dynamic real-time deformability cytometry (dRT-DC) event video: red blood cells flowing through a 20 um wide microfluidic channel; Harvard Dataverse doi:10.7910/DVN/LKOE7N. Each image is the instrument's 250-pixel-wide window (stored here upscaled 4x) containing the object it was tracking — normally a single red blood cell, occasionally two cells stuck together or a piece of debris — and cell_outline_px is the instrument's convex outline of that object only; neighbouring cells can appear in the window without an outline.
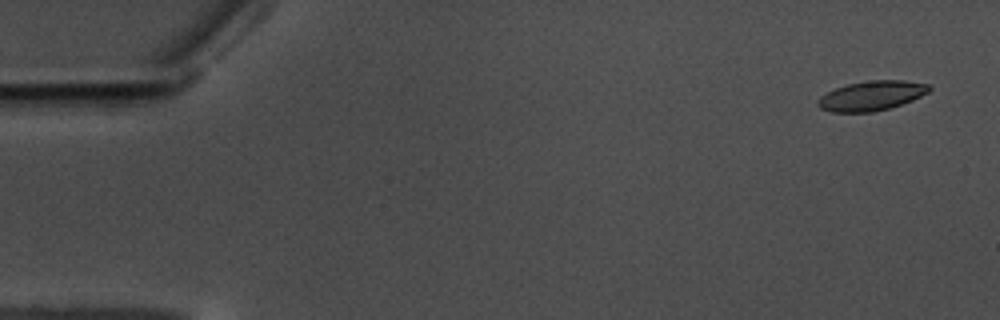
{"species": "common noctule bat (a hibernating species)", "species_latin": "Nyctalus noctula", "temperature_condition": "warm", "stored_images_in_passage": 59, "camera_frame_rate_fps": 3000, "um_per_image_px": 0.085, "animal": {"sex": "male", "body_mass_g": 17.5, "forearm_length_mm": 52.3}, "frame": {"image": 1, "passage_image": 3, "time_ms": 0.667, "image_size_px": [1000, 320], "cell_outline_px": [[932, 88], [928, 92], [912, 100], [888, 108], [872, 112], [832, 112], [820, 108], [816, 104], [816, 100], [820, 96], [836, 88], [848, 84], [872, 80], [904, 80], [928, 84]], "centroid_in_image_um": [74.06, 8.13], "position_along_channel_um": 10.9, "area_um2": 19.07}}
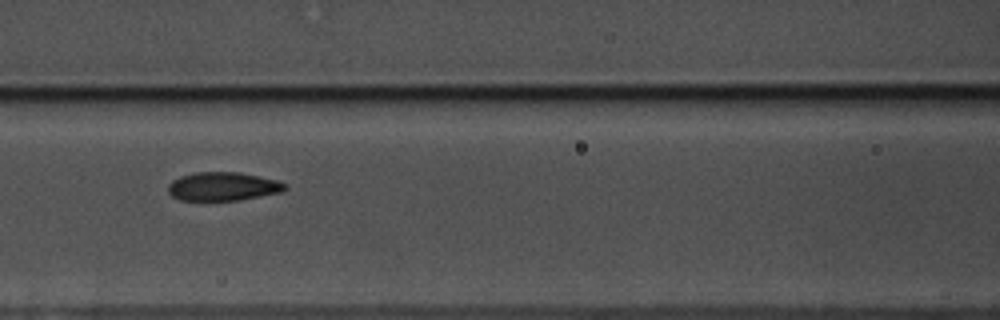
{"frame": {"image": 2, "passage_image": 26, "time_ms": 8.333, "image_size_px": [1000, 320], "cell_outline_px": [[288, 188], [284, 192], [240, 200], [180, 200], [172, 196], [168, 192], [168, 184], [172, 180], [180, 176], [196, 172], [240, 172], [260, 176], [276, 180], [288, 184]], "centroid_in_image_um": [18.99, 15.84], "position_along_channel_um": 147.6, "area_um2": 19.71}}
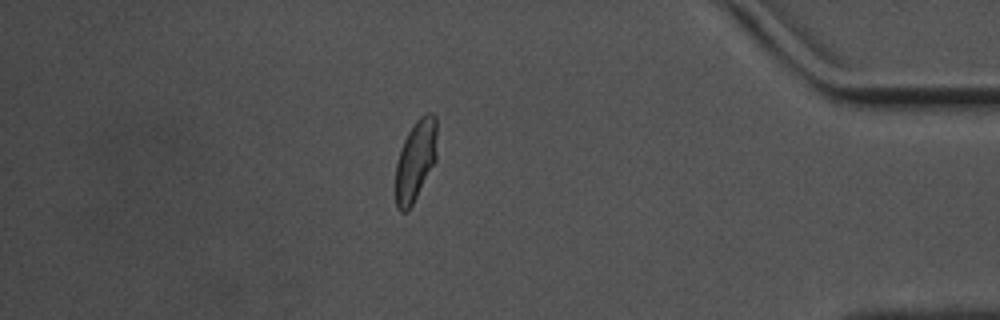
{"frame": {"image": 3, "passage_image": 51, "time_ms": 16.667, "image_size_px": [1000, 320], "cell_outline_px": [[436, 160], [412, 204], [404, 212], [400, 212], [396, 208], [396, 164], [400, 148], [408, 132], [416, 120], [420, 116], [428, 112], [432, 112], [436, 116]], "centroid_in_image_um": [35.32, 13.6], "position_along_channel_um": 399.9, "area_um2": 19.36}, "authors_computed_cell_mechanics": {"area_um2": 19.652, "velocity_mm_per_s": 3.4882, "shape_relaxation_time_tau1_ms": 5.4125, "shape_relaxation_time_tau2_ms": 0.9584, "deformation_change_tau1": 0.1685, "deformation_change_tau2": 0.0607}}